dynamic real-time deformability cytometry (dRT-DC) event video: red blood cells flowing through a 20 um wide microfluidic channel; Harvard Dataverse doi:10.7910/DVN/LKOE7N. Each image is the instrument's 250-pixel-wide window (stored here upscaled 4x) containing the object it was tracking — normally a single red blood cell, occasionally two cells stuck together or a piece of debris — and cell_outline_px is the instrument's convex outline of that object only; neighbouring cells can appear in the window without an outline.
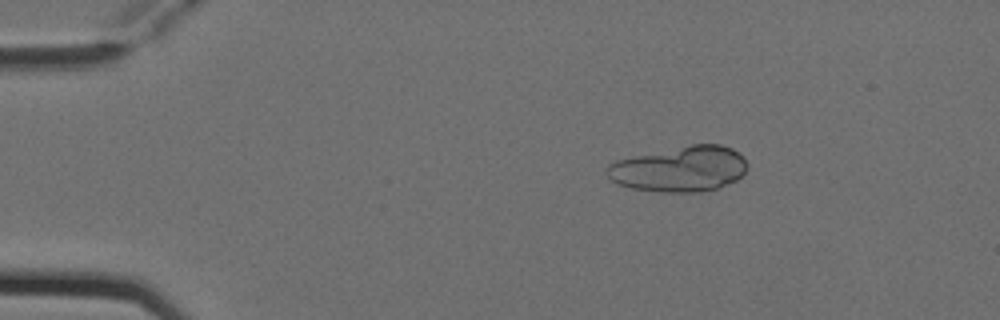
{"species": "Egyptian fruit bat (a non-hibernating species)", "species_latin": "Rousettus aegyptiacus", "temperature_condition": "cold", "stored_images_in_passage": 5, "segment_of_instrument_passage": [1, 2], "camera_frame_rate_fps": 3000, "um_per_image_px": 0.085, "animal": {"sex": "female"}, "frame": {"image": 1, "passage_image": 2, "time_ms": 0.333, "image_size_px": [1000, 320], "cell_outline_px": [[748, 168], [736, 180], [716, 188], [700, 192], [660, 192], [632, 188], [616, 184], [608, 176], [608, 164], [616, 160], [692, 144], [720, 144], [732, 148], [744, 156], [748, 164]], "centroid_in_image_um": [57.81, 14.36], "position_along_channel_um": 27.2, "area_um2": 37.05}}